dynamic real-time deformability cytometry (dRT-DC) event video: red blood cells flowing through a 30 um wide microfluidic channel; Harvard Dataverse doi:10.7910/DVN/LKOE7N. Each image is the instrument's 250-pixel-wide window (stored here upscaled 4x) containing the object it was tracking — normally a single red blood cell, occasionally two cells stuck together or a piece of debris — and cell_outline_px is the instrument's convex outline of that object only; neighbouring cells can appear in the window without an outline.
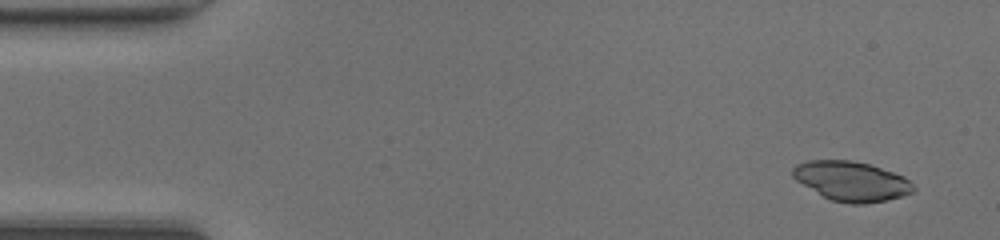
{"species": "common noctule bat (a hibernating species)", "species_latin": "Nyctalus noctula", "temperature_condition": "room temperature", "stored_images_in_passage": 47, "camera_frame_rate_fps": 3000, "um_per_image_px": 0.085, "animal": {"sex": "female", "body_mass_g": 20.0, "forearm_length_mm": 54.0}, "frame": {"image": 1, "passage_image": 3, "time_ms": 0.667, "image_size_px": [1000, 240], "cell_outline_px": [[916, 188], [912, 192], [888, 200], [864, 204], [852, 204], [832, 200], [824, 196], [796, 180], [792, 176], [792, 168], [796, 164], [808, 160], [852, 160], [868, 164], [904, 176]], "centroid_in_image_um": [72.36, 15.39], "position_along_channel_um": 12.6, "area_um2": 27.57}}